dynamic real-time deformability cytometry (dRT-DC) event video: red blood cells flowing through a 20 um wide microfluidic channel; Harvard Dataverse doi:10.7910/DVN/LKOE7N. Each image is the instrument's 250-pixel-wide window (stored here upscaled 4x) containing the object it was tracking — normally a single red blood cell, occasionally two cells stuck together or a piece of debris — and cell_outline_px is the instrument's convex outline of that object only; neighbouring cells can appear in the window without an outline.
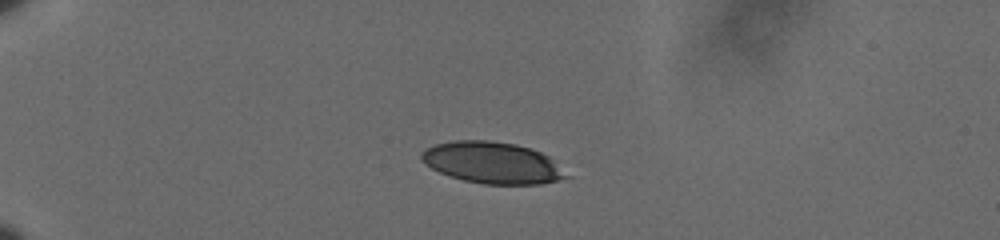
{"species": "human", "species_latin": "Homo sapiens", "temperature_condition": "cold", "stored_images_in_passage": 12, "camera_frame_rate_fps": 3000, "um_per_image_px": 0.085, "donor": {"sex": "male"}, "frame": {"image": 1, "passage_image": 1, "time_ms": 0.0, "image_size_px": [1000, 240], "cell_outline_px": [[572, 176], [540, 184], [484, 184], [464, 180], [440, 172], [424, 164], [420, 160], [420, 152], [436, 144], [456, 140], [488, 140], [516, 144], [540, 152], [548, 156]], "centroid_in_image_um": [41.85, 13.83], "position_along_channel_um": 43.2, "area_um2": 34.91}}
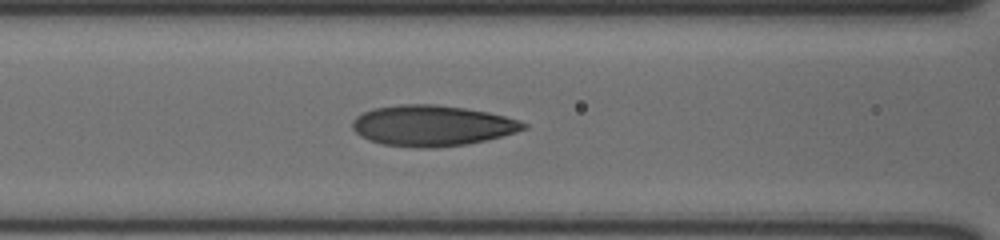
{"frame": {"image": 2, "passage_image": 9, "time_ms": 2.667, "image_size_px": [1000, 240], "cell_outline_px": [[528, 128], [516, 132], [468, 144], [432, 148], [420, 148], [384, 144], [368, 140], [360, 136], [352, 128], [352, 120], [356, 116], [364, 112], [376, 108], [404, 104], [432, 104], [464, 108], [488, 112], [504, 116], [528, 124]], "centroid_in_image_um": [36.71, 10.68], "position_along_channel_um": 129.9, "area_um2": 40.34}}
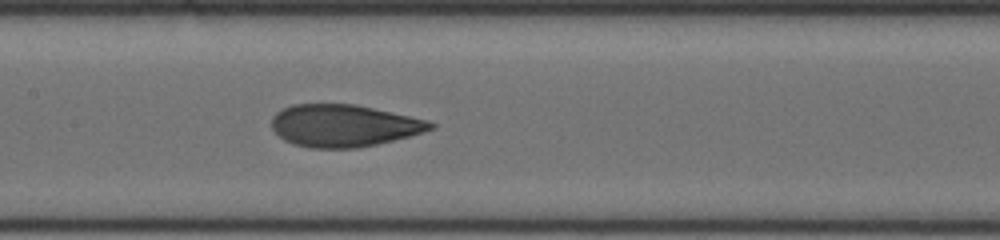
{"frame": {"image": 3, "passage_image": 12, "time_ms": 3.667, "image_size_px": [1000, 240], "cell_outline_px": [[436, 128], [424, 132], [376, 144], [356, 148], [308, 148], [292, 144], [284, 140], [272, 128], [272, 116], [276, 112], [292, 104], [352, 104], [372, 108], [428, 120], [436, 124]], "centroid_in_image_um": [29.2, 10.68], "position_along_channel_um": 178.2, "area_um2": 38.9}}